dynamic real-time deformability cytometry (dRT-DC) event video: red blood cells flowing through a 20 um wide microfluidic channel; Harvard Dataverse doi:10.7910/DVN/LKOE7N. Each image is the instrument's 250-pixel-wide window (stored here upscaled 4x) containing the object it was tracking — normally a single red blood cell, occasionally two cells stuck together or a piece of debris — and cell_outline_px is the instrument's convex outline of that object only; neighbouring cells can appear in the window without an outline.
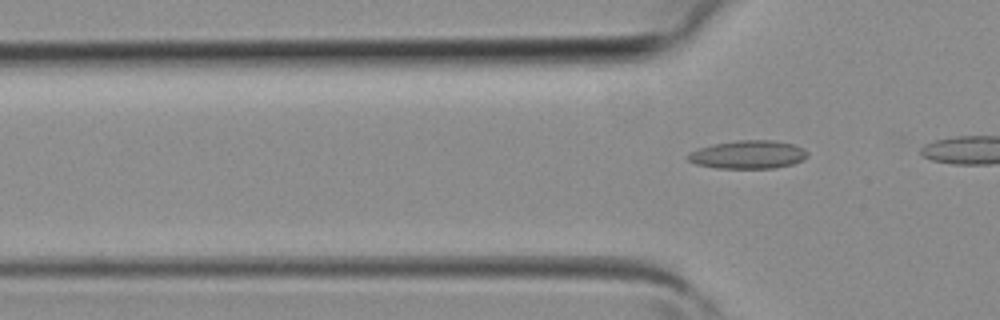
{"species": "common noctule bat (a hibernating species)", "species_latin": "Nyctalus noctula", "temperature_condition": "room temperature", "stored_images_in_passage": 5, "camera_frame_rate_fps": 3000, "um_per_image_px": 0.085, "animal": {"sex": "female", "body_mass_g": 19.3, "forearm_length_mm": 54.1}, "frame": {"image": 1, "passage_image": 5, "time_ms": 1.333, "image_size_px": [1000, 320], "cell_outline_px": [[808, 156], [804, 160], [792, 164], [772, 168], [716, 168], [696, 164], [688, 160], [688, 152], [700, 148], [716, 144], [736, 140], [776, 140], [792, 144], [804, 148], [808, 152]], "centroid_in_image_um": [63.62, 13.14], "position_along_channel_um": 62.2, "area_um2": 19.65}}